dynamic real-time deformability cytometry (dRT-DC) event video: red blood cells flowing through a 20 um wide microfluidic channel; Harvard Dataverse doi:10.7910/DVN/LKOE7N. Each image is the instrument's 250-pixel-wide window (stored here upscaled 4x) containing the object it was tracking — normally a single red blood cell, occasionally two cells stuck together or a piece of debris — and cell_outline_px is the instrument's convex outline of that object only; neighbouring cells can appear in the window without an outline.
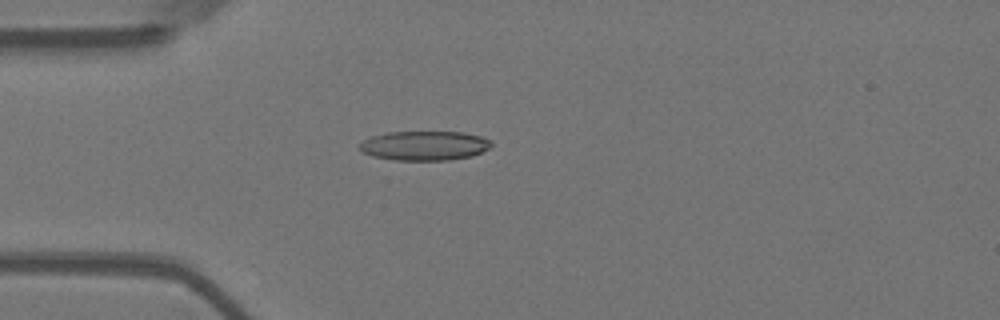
{"species": "Egyptian fruit bat (a non-hibernating species)", "species_latin": "Rousettus aegyptiacus", "temperature_condition": "warm", "stored_images_in_passage": 55, "camera_frame_rate_fps": 3000, "um_per_image_px": 0.085, "animal": {"sex": "female"}, "frame": {"image": 1, "passage_image": 15, "time_ms": 4.667, "image_size_px": [1000, 320], "cell_outline_px": [[492, 144], [488, 148], [472, 156], [448, 160], [396, 160], [372, 156], [360, 152], [360, 144], [364, 140], [372, 136], [388, 132], [464, 132], [484, 136], [492, 140]], "centroid_in_image_um": [36.1, 12.37], "position_along_channel_um": 48.9, "area_um2": 22.66}}
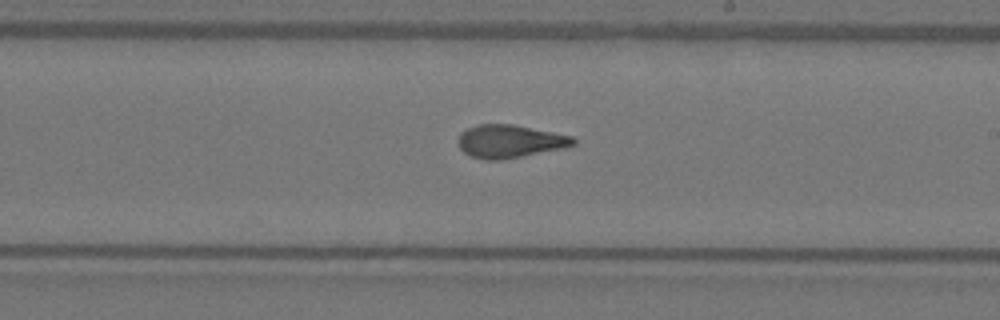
{"frame": {"image": 2, "passage_image": 32, "time_ms": 10.333, "image_size_px": [1000, 320], "cell_outline_px": [[576, 144], [564, 148], [500, 160], [484, 160], [472, 156], [464, 152], [460, 148], [456, 140], [460, 132], [468, 128], [480, 124], [512, 124], [572, 136], [576, 140]], "centroid_in_image_um": [43.3, 12.01], "position_along_channel_um": 245.7, "area_um2": 22.08}}
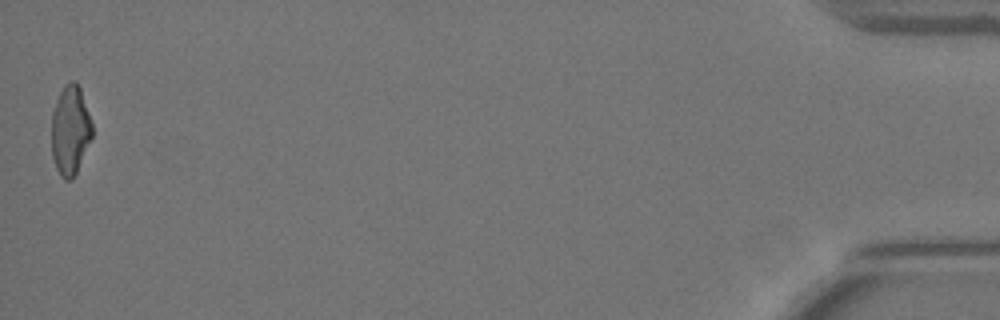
{"frame": {"image": 3, "passage_image": 55, "time_ms": 18.0, "image_size_px": [1000, 320], "cell_outline_px": [[92, 136], [76, 172], [72, 180], [64, 180], [60, 176], [56, 168], [52, 156], [52, 112], [56, 100], [64, 84], [72, 80], [76, 80], [80, 88], [92, 124]], "centroid_in_image_um": [5.96, 11.06], "position_along_channel_um": 429.2, "area_um2": 21.04}, "authors_computed_cell_mechanics": {"area_um2": 22.253, "velocity_mm_per_s": 3.6714, "shape_relaxation_time_tau1_ms": 10.7459, "shape_relaxation_time_tau2_ms": 1.7236, "deformation_change_tau1": 0.2715, "deformation_change_tau2": 0.0897}}